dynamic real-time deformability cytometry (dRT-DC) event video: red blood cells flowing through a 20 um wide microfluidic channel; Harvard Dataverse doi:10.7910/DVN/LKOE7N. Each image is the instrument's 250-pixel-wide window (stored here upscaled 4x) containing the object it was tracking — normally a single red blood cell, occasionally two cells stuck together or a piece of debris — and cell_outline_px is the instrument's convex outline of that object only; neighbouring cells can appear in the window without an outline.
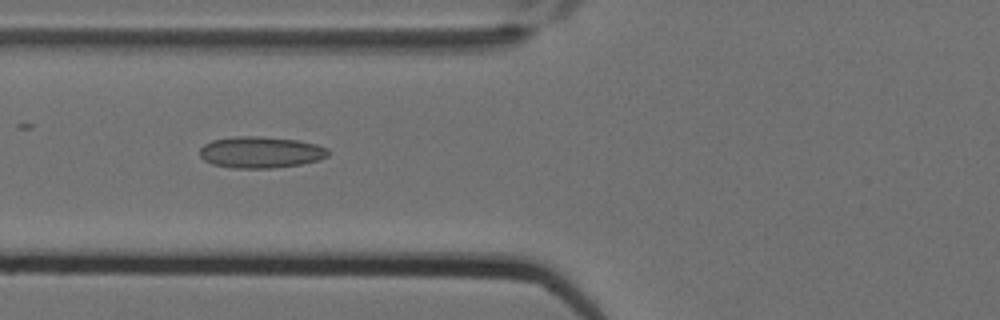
{"species": "Egyptian fruit bat (a non-hibernating species)", "species_latin": "Rousettus aegyptiacus", "temperature_condition": "cold", "stored_images_in_passage": 4, "camera_frame_rate_fps": 3000, "um_per_image_px": 0.085, "animal": {"sex": "female"}, "frame": {"image": 1, "passage_image": 3, "time_ms": 0.667, "image_size_px": [1000, 320], "cell_outline_px": [[328, 156], [320, 160], [300, 164], [272, 168], [232, 168], [212, 164], [204, 160], [200, 156], [200, 148], [204, 144], [212, 140], [232, 136], [260, 136], [296, 140], [316, 144], [328, 148]], "centroid_in_image_um": [22.14, 12.94], "position_along_channel_um": 103.7, "area_um2": 23.64}}
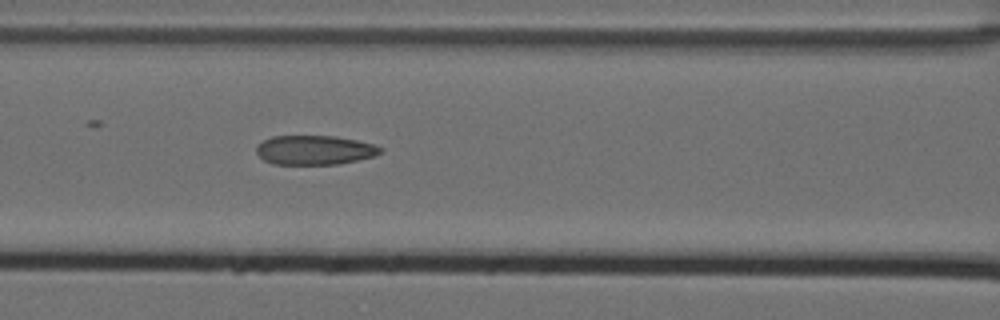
{"frame": {"image": 2, "passage_image": 4, "time_ms": 1.0, "image_size_px": [1000, 320], "cell_outline_px": [[384, 152], [376, 156], [340, 164], [272, 164], [264, 160], [256, 152], [256, 148], [264, 140], [272, 136], [336, 136], [356, 140], [372, 144], [384, 148]], "centroid_in_image_um": [26.79, 12.76], "position_along_channel_um": 139.8, "area_um2": 21.27}}